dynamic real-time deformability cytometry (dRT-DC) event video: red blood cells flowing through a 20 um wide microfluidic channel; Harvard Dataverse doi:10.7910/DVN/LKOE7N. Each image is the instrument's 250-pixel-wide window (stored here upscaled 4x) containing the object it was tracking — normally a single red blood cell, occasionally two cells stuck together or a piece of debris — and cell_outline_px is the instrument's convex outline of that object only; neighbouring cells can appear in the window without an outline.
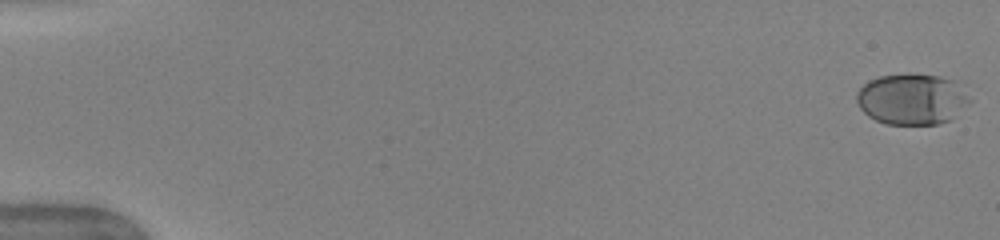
{"species": "human", "species_latin": "Homo sapiens", "temperature_condition": "warm", "stored_images_in_passage": 52, "camera_frame_rate_fps": 3000, "um_per_image_px": 0.085, "donor": {"sex": "female"}, "frame": {"image": 1, "passage_image": 1, "time_ms": 0.0, "image_size_px": [1000, 240], "cell_outline_px": [[976, 100], [952, 120], [936, 124], [884, 124], [868, 116], [860, 108], [856, 100], [856, 92], [868, 80], [880, 76], [940, 76], [956, 80]], "centroid_in_image_um": [77.61, 8.46], "position_along_channel_um": 7.4, "area_um2": 33.93}}
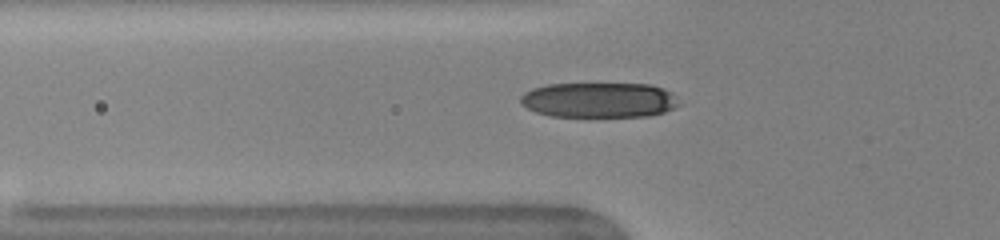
{"frame": {"image": 2, "passage_image": 19, "time_ms": 6.0, "image_size_px": [1000, 240], "cell_outline_px": [[680, 104], [664, 112], [648, 116], [552, 116], [536, 112], [520, 104], [520, 96], [524, 92], [532, 88], [548, 84], [652, 84], [664, 88], [672, 92]], "centroid_in_image_um": [50.91, 8.49], "position_along_channel_um": 74.9, "area_um2": 32.48}}
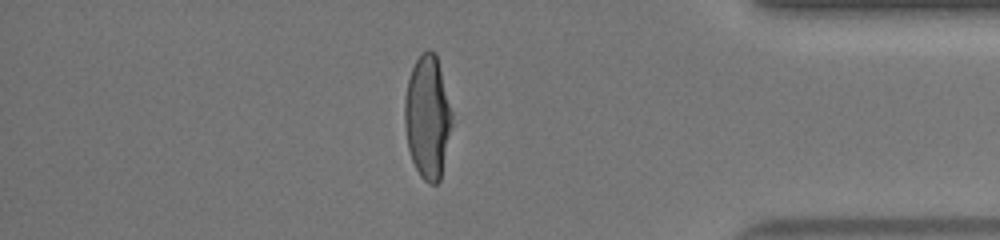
{"frame": {"image": 3, "passage_image": 45, "time_ms": 14.667, "image_size_px": [1000, 240], "cell_outline_px": [[452, 124], [440, 180], [436, 184], [428, 184], [420, 176], [412, 160], [408, 148], [404, 124], [404, 100], [408, 80], [412, 68], [416, 60], [428, 48], [436, 52], [452, 112]], "centroid_in_image_um": [36.34, 9.95], "position_along_channel_um": 398.9, "area_um2": 33.93}, "authors_computed_cell_mechanics": {"area_um2": 34.391, "velocity_mm_per_s": 3.9939, "shape_relaxation_time_tau1_ms": 5.1746, "shape_relaxation_time_tau2_ms": null, "deformation_change_tau1": 0.2158, "deformation_change_tau2": null}}